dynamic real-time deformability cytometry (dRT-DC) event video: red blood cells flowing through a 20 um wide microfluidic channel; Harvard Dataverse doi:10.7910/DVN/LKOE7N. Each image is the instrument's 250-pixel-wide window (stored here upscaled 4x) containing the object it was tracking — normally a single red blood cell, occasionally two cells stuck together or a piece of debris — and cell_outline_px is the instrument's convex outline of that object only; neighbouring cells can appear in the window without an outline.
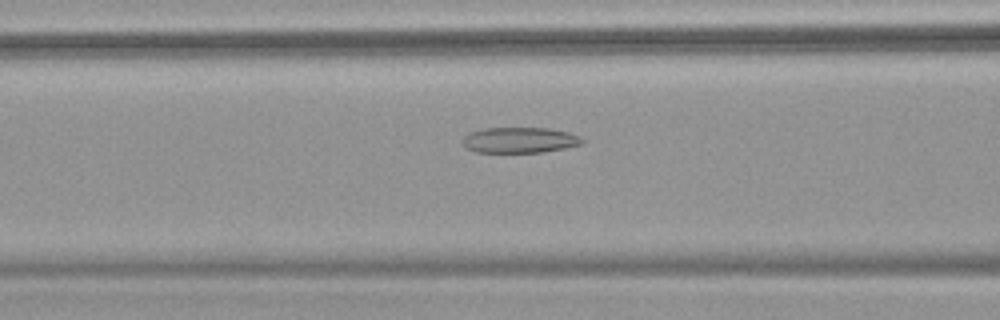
{"species": "common noctule bat (a hibernating species)", "species_latin": "Nyctalus noctula", "temperature_condition": "warm", "stored_images_in_passage": 47, "camera_frame_rate_fps": 3000, "um_per_image_px": 0.085, "animal": {"sex": "female", "body_mass_g": 18.4}, "frame": {"image": 1, "passage_image": 16, "time_ms": 5.0, "image_size_px": [1000, 320], "cell_outline_px": [[584, 144], [544, 152], [476, 152], [464, 148], [460, 140], [464, 136], [472, 132], [484, 128], [548, 128], [568, 132], [580, 136], [584, 140]], "centroid_in_image_um": [44.16, 11.91], "position_along_channel_um": 122.4, "area_um2": 18.03}}
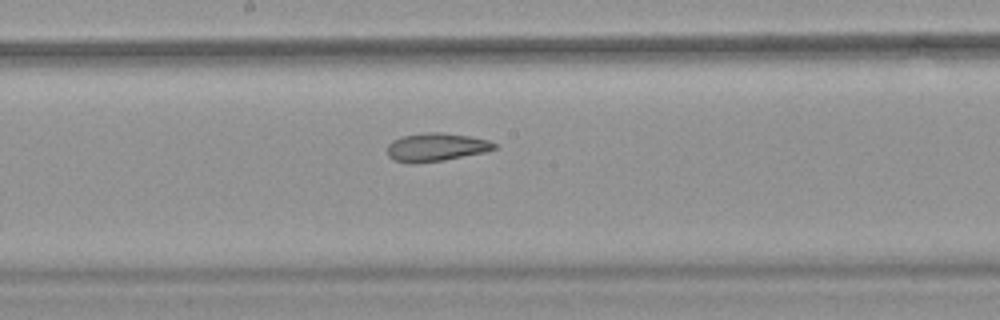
{"frame": {"image": 2, "passage_image": 23, "time_ms": 7.333, "image_size_px": [1000, 320], "cell_outline_px": [[496, 148], [488, 152], [444, 160], [412, 164], [392, 160], [388, 156], [388, 144], [392, 140], [400, 136], [428, 132], [440, 132], [468, 136], [488, 140], [496, 144]], "centroid_in_image_um": [37.05, 12.52], "position_along_channel_um": 211.2, "area_um2": 17.8}}
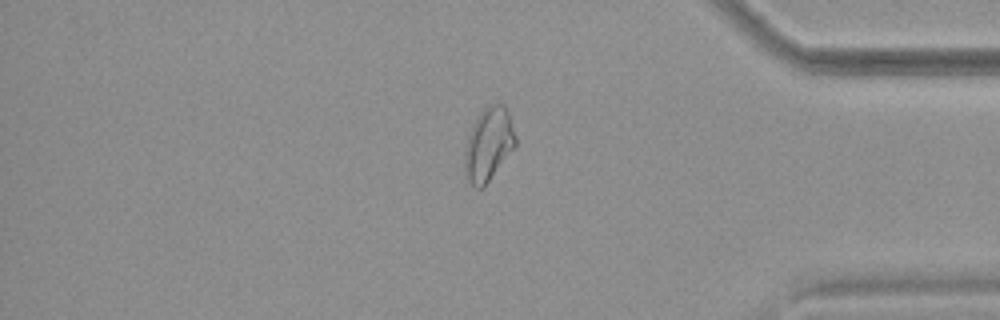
{"frame": {"image": 3, "passage_image": 39, "time_ms": 12.667, "image_size_px": [1000, 320], "cell_outline_px": [[516, 144], [484, 188], [476, 188], [464, 176], [464, 152], [468, 136], [472, 124], [476, 116], [484, 108], [492, 104], [504, 104], [508, 112], [516, 136]], "centroid_in_image_um": [41.5, 12.28], "position_along_channel_um": 393.7, "area_um2": 21.73}, "authors_computed_cell_mechanics": {"area_um2": 20.8658, "velocity_mm_per_s": 3.8127, "shape_relaxation_time_tau1_ms": null, "shape_relaxation_time_tau2_ms": 1.4696, "deformation_change_tau1": null, "deformation_change_tau2": 0.0779}}